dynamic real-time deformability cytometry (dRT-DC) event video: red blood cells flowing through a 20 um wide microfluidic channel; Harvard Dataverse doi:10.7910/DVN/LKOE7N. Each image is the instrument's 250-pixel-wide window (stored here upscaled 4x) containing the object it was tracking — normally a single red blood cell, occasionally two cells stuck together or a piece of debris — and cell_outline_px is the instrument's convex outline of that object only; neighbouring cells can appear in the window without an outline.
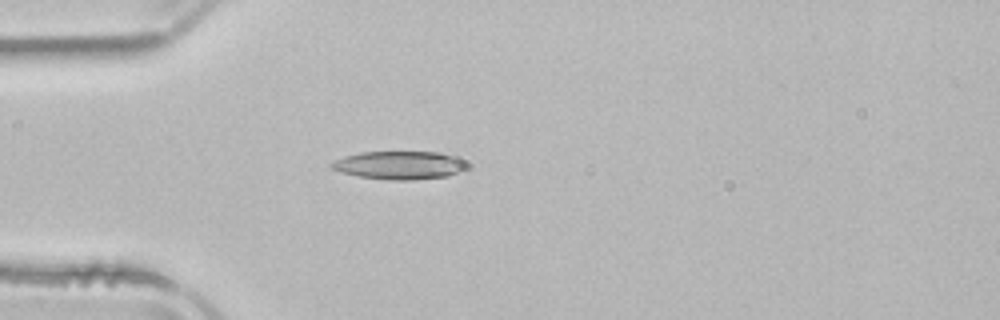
{"species": "common noctule bat (a hibernating species)", "species_latin": "Nyctalus noctula", "temperature_condition": "room temperature", "stored_images_in_passage": 38, "camera_frame_rate_fps": 3000, "um_per_image_px": 0.085, "animal": {"sex": "male", "body_mass_g": 21.5, "forearm_length_mm": 52.0}, "frame": {"image": 1, "passage_image": 1, "time_ms": 0.0, "image_size_px": [1000, 320], "cell_outline_px": [[468, 164], [460, 172], [448, 176], [416, 180], [388, 180], [360, 176], [344, 172], [332, 168], [328, 164], [344, 156], [360, 152], [440, 152], [456, 156]], "centroid_in_image_um": [33.99, 14.04], "position_along_channel_um": 51.0, "area_um2": 22.2}}
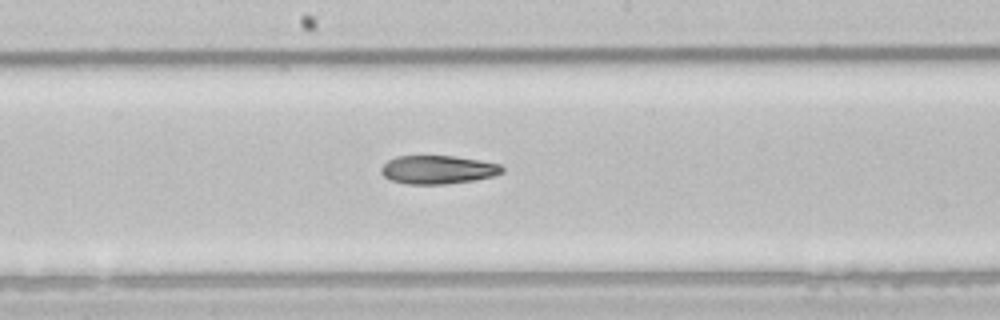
{"frame": {"image": 2, "passage_image": 14, "time_ms": 4.333, "image_size_px": [1000, 320], "cell_outline_px": [[504, 172], [492, 176], [472, 180], [448, 184], [408, 184], [392, 180], [384, 176], [380, 172], [380, 168], [388, 160], [396, 156], [456, 156], [480, 160], [500, 164], [504, 168]], "centroid_in_image_um": [37.22, 14.41], "position_along_channel_um": 211.0, "area_um2": 20.06}}
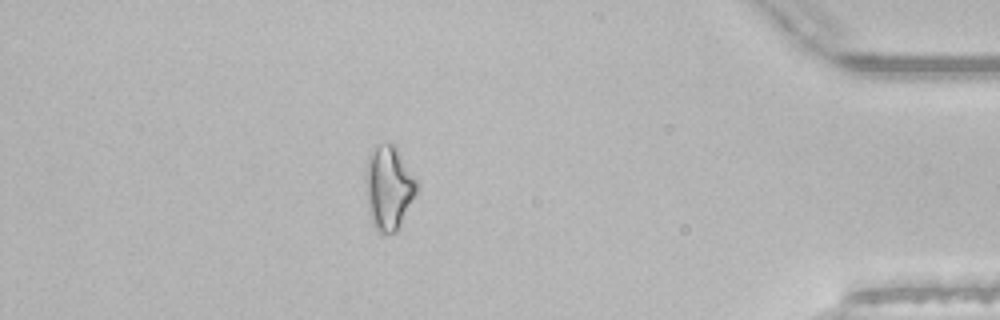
{"frame": {"image": 3, "passage_image": 32, "time_ms": 10.333, "image_size_px": [1000, 320], "cell_outline_px": [[420, 184], [396, 232], [376, 232], [372, 224], [368, 212], [364, 192], [364, 176], [368, 152], [376, 144], [396, 144], [420, 180]], "centroid_in_image_um": [33.02, 15.87], "position_along_channel_um": 402.2, "area_um2": 26.13}}